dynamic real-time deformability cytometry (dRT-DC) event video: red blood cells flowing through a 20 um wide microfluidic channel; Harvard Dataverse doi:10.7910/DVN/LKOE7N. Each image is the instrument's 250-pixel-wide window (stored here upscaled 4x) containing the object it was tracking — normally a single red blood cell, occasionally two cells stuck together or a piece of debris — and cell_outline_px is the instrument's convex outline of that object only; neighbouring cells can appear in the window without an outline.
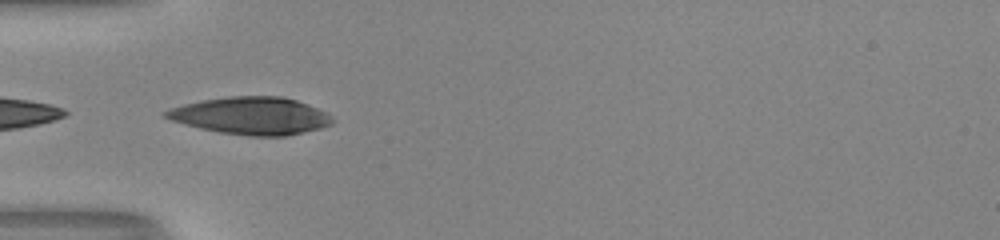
{"species": "human", "species_latin": "Homo sapiens", "temperature_condition": "room temperature", "stored_images_in_passage": 22, "camera_frame_rate_fps": 3000, "um_per_image_px": 0.085, "donor": {"sex": "male"}, "frame": {"image": 1, "passage_image": 1, "time_ms": 0.0, "image_size_px": [1000, 240], "cell_outline_px": [[332, 124], [320, 128], [288, 136], [248, 136], [220, 132], [200, 128], [184, 124], [172, 120], [164, 116], [160, 112], [184, 104], [204, 100], [228, 96], [280, 96], [296, 100], [316, 108], [324, 112], [332, 120]], "centroid_in_image_um": [21.31, 9.84], "position_along_channel_um": 63.7, "area_um2": 35.95}}
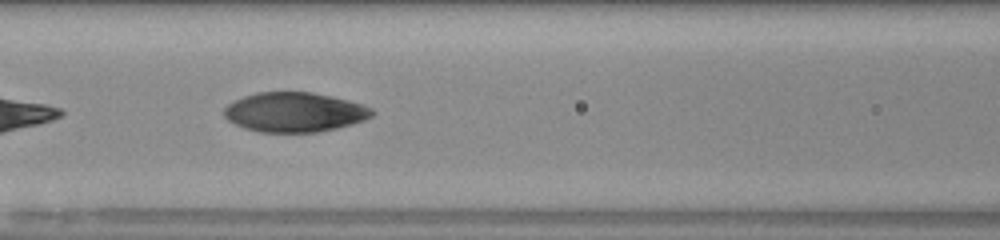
{"frame": {"image": 2, "passage_image": 7, "time_ms": 2.0, "image_size_px": [1000, 240], "cell_outline_px": [[376, 112], [372, 116], [364, 120], [352, 124], [336, 128], [316, 132], [256, 132], [244, 128], [228, 120], [224, 116], [224, 108], [228, 104], [244, 96], [256, 92], [312, 92], [332, 96], [364, 104], [372, 108]], "centroid_in_image_um": [25.05, 9.53], "position_along_channel_um": 141.5, "area_um2": 34.28}}